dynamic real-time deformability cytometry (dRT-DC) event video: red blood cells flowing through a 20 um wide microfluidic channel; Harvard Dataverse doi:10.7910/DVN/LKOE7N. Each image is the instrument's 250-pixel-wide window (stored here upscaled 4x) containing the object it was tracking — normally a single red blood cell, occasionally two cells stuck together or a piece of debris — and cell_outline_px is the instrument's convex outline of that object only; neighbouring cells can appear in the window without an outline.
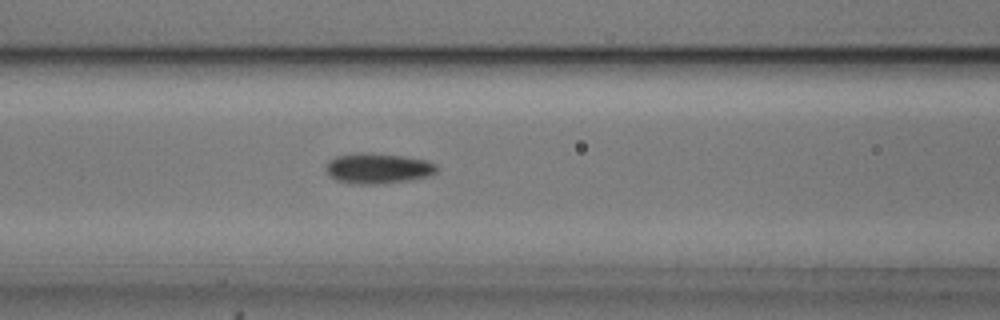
{"species": "common noctule bat (a hibernating species)", "species_latin": "Nyctalus noctula", "temperature_condition": "cold", "stored_images_in_passage": 54, "camera_frame_rate_fps": 3000, "um_per_image_px": 0.085, "animal": {"sex": "male", "body_mass_g": 20.5, "forearm_length_mm": 52.5}, "frame": {"image": 1, "passage_image": 22, "time_ms": 7.0, "image_size_px": [1000, 320], "cell_outline_px": [[436, 172], [428, 176], [408, 180], [376, 184], [352, 184], [336, 180], [328, 172], [328, 160], [336, 156], [360, 152], [364, 152], [404, 156], [428, 160], [436, 164]], "centroid_in_image_um": [32.14, 14.3], "position_along_channel_um": 134.5, "area_um2": 19.48}}
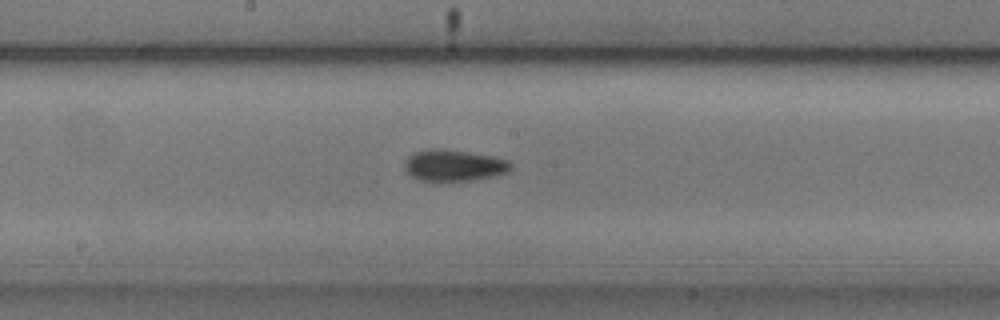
{"frame": {"image": 2, "passage_image": 28, "time_ms": 9.0, "image_size_px": [1000, 320], "cell_outline_px": [[512, 168], [508, 172], [492, 176], [472, 180], [420, 180], [412, 176], [404, 168], [404, 160], [412, 152], [428, 148], [436, 148], [492, 156], [508, 160], [512, 164]], "centroid_in_image_um": [38.55, 14.04], "position_along_channel_um": 209.7, "area_um2": 19.25}}
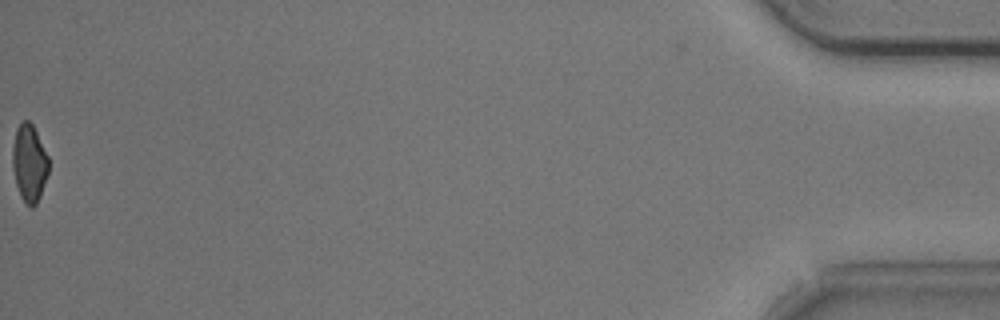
{"frame": {"image": 3, "passage_image": 54, "time_ms": 17.667, "image_size_px": [1000, 320], "cell_outline_px": [[48, 172], [40, 196], [36, 204], [32, 208], [20, 196], [16, 184], [12, 168], [12, 148], [16, 128], [24, 120], [28, 120], [32, 124], [48, 156]], "centroid_in_image_um": [2.47, 13.86], "position_along_channel_um": 432.7, "area_um2": 16.13}, "authors_computed_cell_mechanics": {"area_um2": 18.0914, "velocity_mm_per_s": 3.746, "shape_relaxation_time_tau1_ms": 2.5278, "shape_relaxation_time_tau2_ms": 5.0206, "deformation_change_tau1": 0.0789, "deformation_change_tau2": 0.0938}}